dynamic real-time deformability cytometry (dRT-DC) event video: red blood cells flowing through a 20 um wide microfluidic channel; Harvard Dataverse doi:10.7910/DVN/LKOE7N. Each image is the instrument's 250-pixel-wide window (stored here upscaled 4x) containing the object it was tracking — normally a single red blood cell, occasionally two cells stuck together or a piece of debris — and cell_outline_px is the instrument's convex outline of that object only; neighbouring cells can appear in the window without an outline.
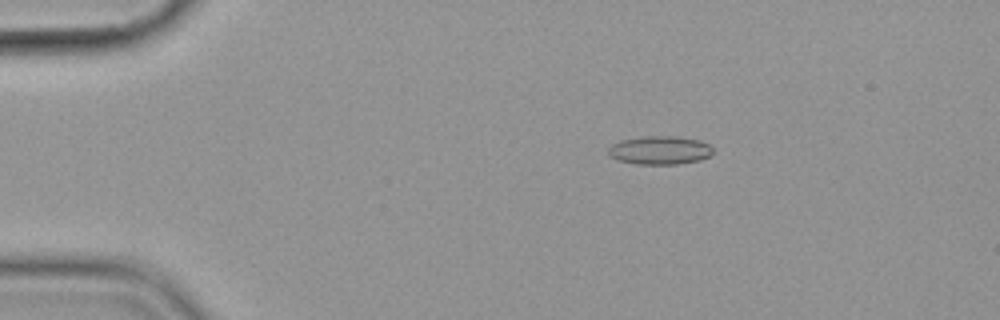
{"species": "common noctule bat (a hibernating species)", "species_latin": "Nyctalus noctula", "temperature_condition": "cold", "stored_images_in_passage": 5, "camera_frame_rate_fps": 3000, "um_per_image_px": 0.085, "animal": {"sex": "female", "body_mass_g": 19.9}, "frame": {"image": 1, "passage_image": 3, "time_ms": 2.333, "image_size_px": [1000, 320], "cell_outline_px": [[712, 152], [708, 156], [700, 160], [676, 164], [636, 164], [620, 160], [608, 156], [608, 148], [612, 144], [620, 140], [644, 136], [676, 136], [700, 140], [708, 144], [712, 148]], "centroid_in_image_um": [56.06, 12.76], "position_along_channel_um": 28.9, "area_um2": 17.34}}